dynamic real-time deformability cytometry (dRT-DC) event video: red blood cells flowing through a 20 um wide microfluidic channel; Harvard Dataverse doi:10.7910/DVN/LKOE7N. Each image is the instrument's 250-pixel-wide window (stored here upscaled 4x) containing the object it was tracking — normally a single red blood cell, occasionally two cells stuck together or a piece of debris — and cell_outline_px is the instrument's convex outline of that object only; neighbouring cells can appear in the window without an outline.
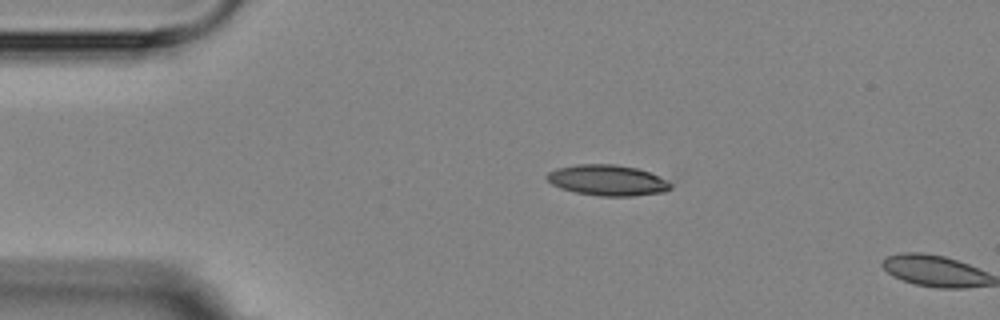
{"species": "Egyptian fruit bat (a non-hibernating species)", "species_latin": "Rousettus aegyptiacus", "temperature_condition": "room temperature", "stored_images_in_passage": 3, "camera_frame_rate_fps": 3000, "um_per_image_px": 0.085, "animal": {"sex": "female"}, "frame": {"image": 1, "passage_image": 2, "time_ms": 1.333, "image_size_px": [1000, 320], "cell_outline_px": [[672, 188], [664, 192], [632, 196], [600, 196], [576, 192], [560, 188], [552, 184], [548, 180], [548, 172], [556, 168], [576, 164], [616, 164], [636, 168], [648, 172], [668, 180], [672, 184]], "centroid_in_image_um": [51.65, 15.32], "position_along_channel_um": 33.3, "area_um2": 22.14}}